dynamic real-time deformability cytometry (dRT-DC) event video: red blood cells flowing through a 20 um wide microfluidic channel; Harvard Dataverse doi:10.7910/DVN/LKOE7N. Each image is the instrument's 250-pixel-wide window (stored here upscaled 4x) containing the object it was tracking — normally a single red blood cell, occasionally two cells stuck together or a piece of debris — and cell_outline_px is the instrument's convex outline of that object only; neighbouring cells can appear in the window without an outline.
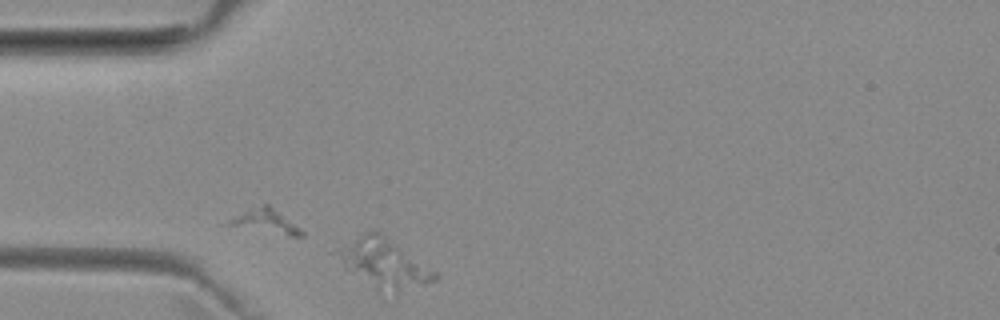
{"species": "common noctule bat (a hibernating species)", "species_latin": "Nyctalus noctula", "temperature_condition": "room temperature", "stored_images_in_passage": 42, "segment_of_instrument_passage": [1, 3], "camera_frame_rate_fps": 3000, "um_per_image_px": 0.085, "animal": {"sex": "female", "body_mass_g": 29.2, "forearm_length_mm": 56.3}, "frame": {"image": 1, "passage_image": 1, "time_ms": 0.0, "image_size_px": [1000, 320], "cell_outline_px": [[440, 276], [436, 280], [396, 296], [376, 292], [344, 268], [332, 252], [336, 248], [364, 232], [376, 228], [380, 228], [436, 272]], "centroid_in_image_um": [32.62, 22.4], "position_along_channel_um": 52.4, "area_um2": 29.65}}